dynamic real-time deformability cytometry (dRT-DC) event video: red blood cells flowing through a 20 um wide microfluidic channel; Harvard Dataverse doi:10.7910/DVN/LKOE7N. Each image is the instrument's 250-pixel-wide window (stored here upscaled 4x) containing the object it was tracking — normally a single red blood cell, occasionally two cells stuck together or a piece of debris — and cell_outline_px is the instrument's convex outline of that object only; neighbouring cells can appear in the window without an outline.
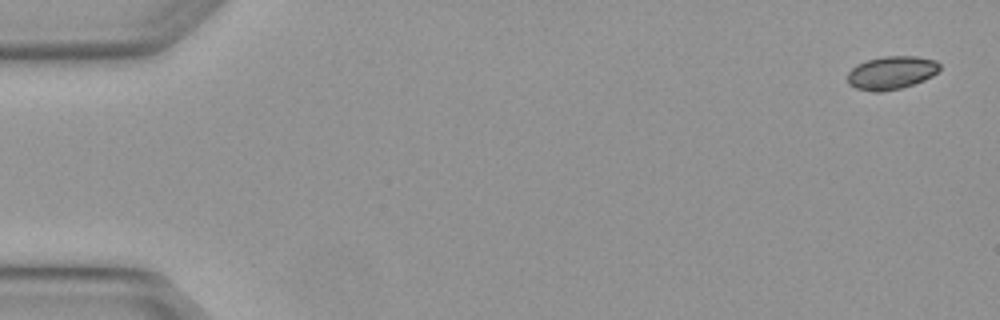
{"species": "Egyptian fruit bat (a non-hibernating species)", "species_latin": "Rousettus aegyptiacus", "temperature_condition": "warm", "stored_images_in_passage": 4, "camera_frame_rate_fps": 3000, "um_per_image_px": 0.085, "animal": {"sex": "female"}, "frame": {"image": 1, "passage_image": 1, "time_ms": 0.0, "image_size_px": [1000, 320], "cell_outline_px": [[940, 68], [932, 76], [924, 80], [900, 88], [880, 92], [872, 92], [856, 88], [848, 84], [848, 72], [856, 64], [868, 60], [884, 56], [916, 56], [936, 60], [940, 64]], "centroid_in_image_um": [75.76, 6.18], "position_along_channel_um": 9.2, "area_um2": 17.8}}